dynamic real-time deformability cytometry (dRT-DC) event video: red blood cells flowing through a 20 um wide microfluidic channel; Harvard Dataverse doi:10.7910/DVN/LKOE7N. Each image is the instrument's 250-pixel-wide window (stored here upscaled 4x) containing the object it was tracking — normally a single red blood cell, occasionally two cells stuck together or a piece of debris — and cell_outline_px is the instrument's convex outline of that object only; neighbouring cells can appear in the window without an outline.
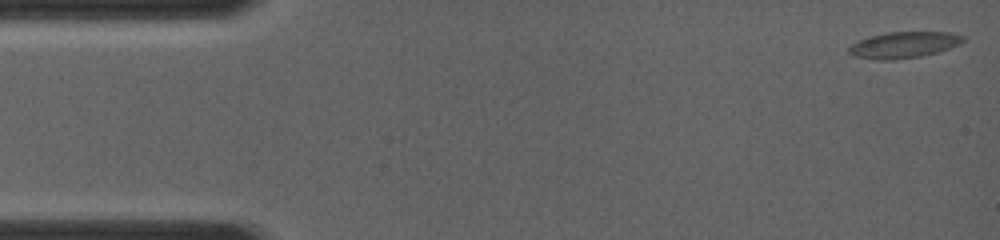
{"species": "common noctule bat (a hibernating species)", "species_latin": "Nyctalus noctula", "temperature_condition": "room temperature", "stored_images_in_passage": 10, "segment_of_instrument_passage": [1, 2], "camera_frame_rate_fps": 4000, "um_per_image_px": 0.085, "animal": {"sex": "female", "body_mass_g": 19.0, "forearm_length_mm": 56.7}, "frame": {"image": 1, "passage_image": 1, "time_ms": 0.0, "image_size_px": [1000, 240], "cell_outline_px": [[964, 40], [960, 44], [924, 56], [892, 60], [876, 60], [852, 56], [848, 52], [848, 48], [852, 44], [860, 40], [872, 36], [888, 32], [948, 32], [964, 36]], "centroid_in_image_um": [76.8, 3.83], "position_along_channel_um": 8.2, "area_um2": 17.4}}
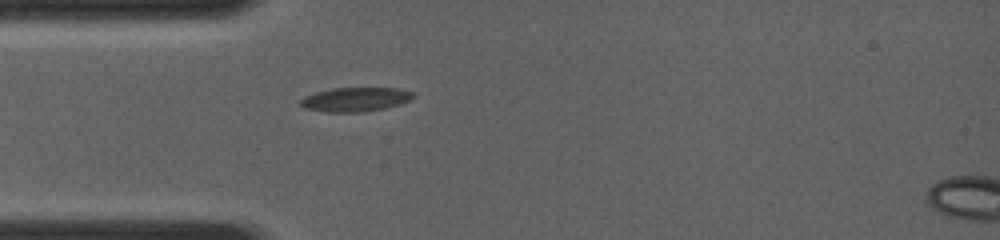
{"frame": {"image": 2, "passage_image": 9, "time_ms": 3.75, "image_size_px": [1000, 240], "cell_outline_px": [[416, 96], [412, 100], [400, 104], [384, 108], [364, 112], [324, 112], [304, 108], [300, 104], [300, 100], [304, 96], [316, 92], [332, 88], [396, 88], [412, 92]], "centroid_in_image_um": [30.21, 8.45], "position_along_channel_um": 54.8, "area_um2": 15.95}}